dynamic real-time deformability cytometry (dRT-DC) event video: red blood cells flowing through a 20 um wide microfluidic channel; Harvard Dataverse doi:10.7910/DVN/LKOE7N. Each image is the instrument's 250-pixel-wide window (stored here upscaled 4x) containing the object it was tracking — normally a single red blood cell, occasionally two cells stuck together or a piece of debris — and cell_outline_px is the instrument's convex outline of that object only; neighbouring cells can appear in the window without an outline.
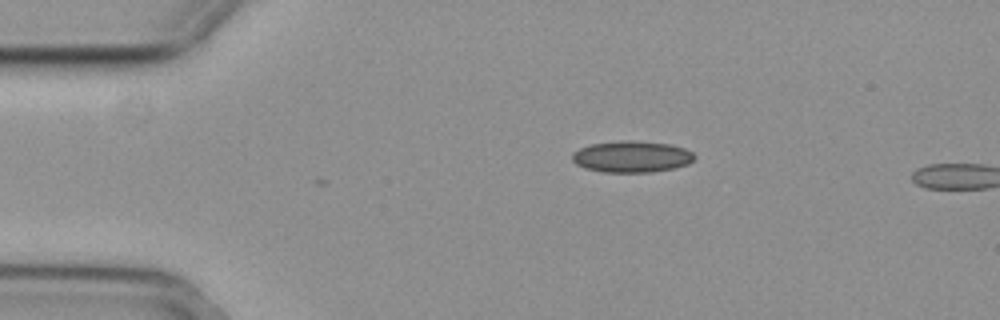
{"species": "common noctule bat (a hibernating species)", "species_latin": "Nyctalus noctula", "temperature_condition": "cold", "stored_images_in_passage": 36, "camera_frame_rate_fps": 3000, "um_per_image_px": 0.085, "animal": {"sex": "female", "body_mass_g": 29.2, "forearm_length_mm": 56.3}, "frame": {"image": 1, "passage_image": 1, "time_ms": 0.0, "image_size_px": [1000, 320], "cell_outline_px": [[696, 156], [688, 164], [672, 168], [648, 172], [604, 172], [584, 168], [576, 164], [572, 160], [572, 152], [580, 148], [592, 144], [616, 140], [632, 140], [672, 144], [684, 148], [692, 152]], "centroid_in_image_um": [53.67, 13.3], "position_along_channel_um": 31.3, "area_um2": 22.48}}
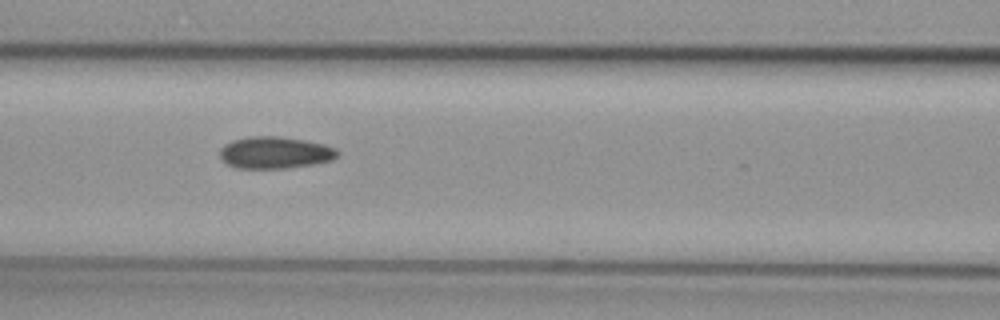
{"frame": {"image": 2, "passage_image": 14, "time_ms": 4.333, "image_size_px": [1000, 320], "cell_outline_px": [[340, 152], [332, 160], [316, 164], [284, 168], [236, 168], [228, 164], [220, 156], [220, 148], [224, 144], [232, 140], [248, 136], [276, 136], [304, 140], [324, 144], [336, 148]], "centroid_in_image_um": [23.38, 12.97], "position_along_channel_um": 143.2, "area_um2": 21.91}}
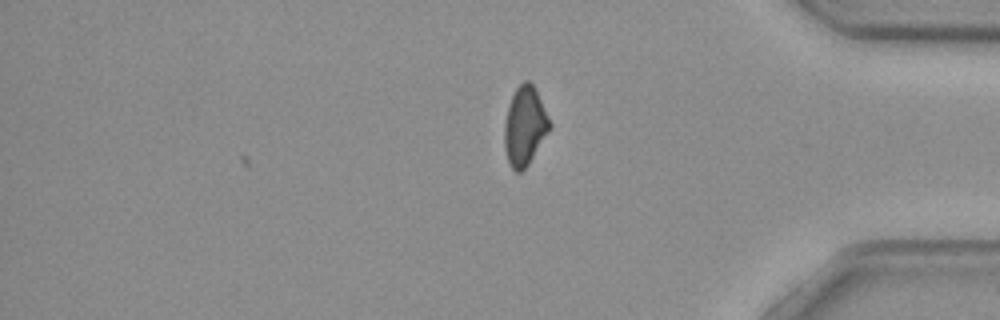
{"frame": {"image": 3, "passage_image": 36, "time_ms": 11.667, "image_size_px": [1000, 320], "cell_outline_px": [[552, 128], [528, 164], [520, 172], [516, 172], [508, 164], [504, 148], [504, 120], [508, 104], [516, 88], [524, 80], [528, 80], [532, 84], [552, 124]], "centroid_in_image_um": [44.59, 10.73], "position_along_channel_um": 390.6, "area_um2": 20.87}}